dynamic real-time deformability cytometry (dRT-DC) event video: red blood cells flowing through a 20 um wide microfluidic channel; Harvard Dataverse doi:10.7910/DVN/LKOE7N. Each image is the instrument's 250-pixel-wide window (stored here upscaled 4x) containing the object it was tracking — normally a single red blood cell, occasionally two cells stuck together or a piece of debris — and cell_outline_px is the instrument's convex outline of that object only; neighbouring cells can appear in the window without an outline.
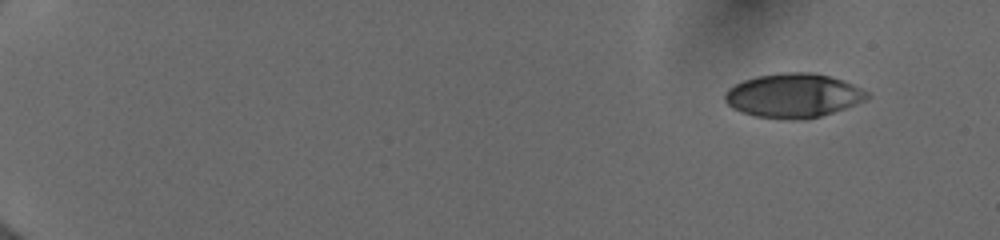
{"species": "human", "species_latin": "Homo sapiens", "temperature_condition": "cold", "stored_images_in_passage": 50, "camera_frame_rate_fps": 3000, "um_per_image_px": 0.085, "donor": {"sex": "female"}, "frame": {"image": 1, "passage_image": 1, "time_ms": 0.0, "image_size_px": [1000, 240], "cell_outline_px": [[868, 96], [864, 100], [844, 108], [808, 120], [784, 120], [756, 116], [740, 112], [732, 108], [724, 100], [724, 92], [728, 88], [744, 80], [756, 76], [784, 72], [812, 72], [844, 80], [868, 92]], "centroid_in_image_um": [67.38, 8.13], "position_along_channel_um": 17.6, "area_um2": 36.65}}
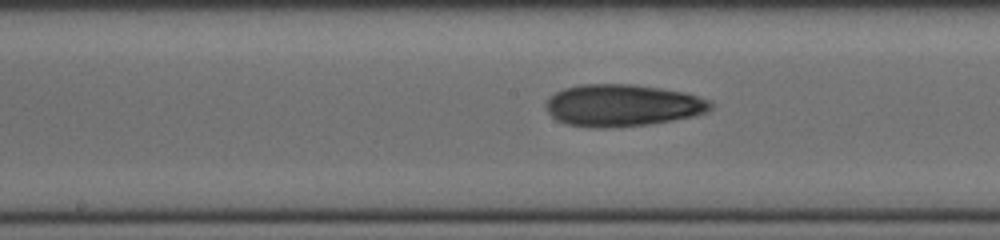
{"frame": {"image": 2, "passage_image": 27, "time_ms": 8.667, "image_size_px": [1000, 240], "cell_outline_px": [[712, 108], [708, 112], [696, 116], [648, 124], [608, 128], [592, 128], [568, 124], [556, 120], [548, 112], [544, 104], [556, 92], [564, 88], [580, 84], [632, 84], [660, 88], [684, 92], [712, 100]], "centroid_in_image_um": [52.93, 8.96], "position_along_channel_um": 195.3, "area_um2": 40.52}}
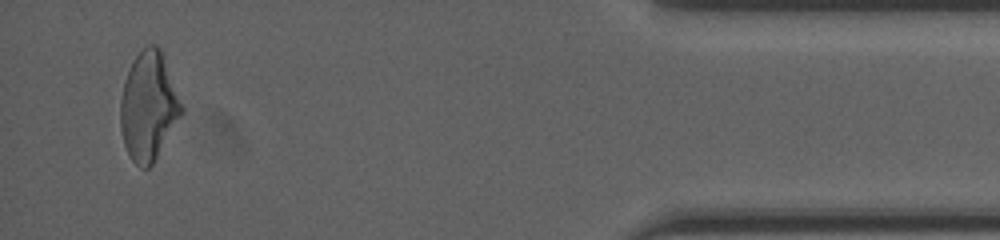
{"frame": {"image": 3, "passage_image": 48, "time_ms": 15.667, "image_size_px": [1000, 240], "cell_outline_px": [[184, 112], [152, 164], [148, 168], [140, 168], [132, 160], [124, 144], [120, 128], [120, 100], [124, 80], [132, 60], [148, 44], [156, 44], [160, 48], [184, 108]], "centroid_in_image_um": [12.62, 9.03], "position_along_channel_um": 422.6, "area_um2": 38.55}, "authors_computed_cell_mechanics": {"area_um2": 38.2925, "velocity_mm_per_s": 4.0175, "shape_relaxation_time_tau1_ms": 5.9503, "shape_relaxation_time_tau2_ms": 2.5314, "deformation_change_tau1": 0.186, "deformation_change_tau2": 0.1073}}